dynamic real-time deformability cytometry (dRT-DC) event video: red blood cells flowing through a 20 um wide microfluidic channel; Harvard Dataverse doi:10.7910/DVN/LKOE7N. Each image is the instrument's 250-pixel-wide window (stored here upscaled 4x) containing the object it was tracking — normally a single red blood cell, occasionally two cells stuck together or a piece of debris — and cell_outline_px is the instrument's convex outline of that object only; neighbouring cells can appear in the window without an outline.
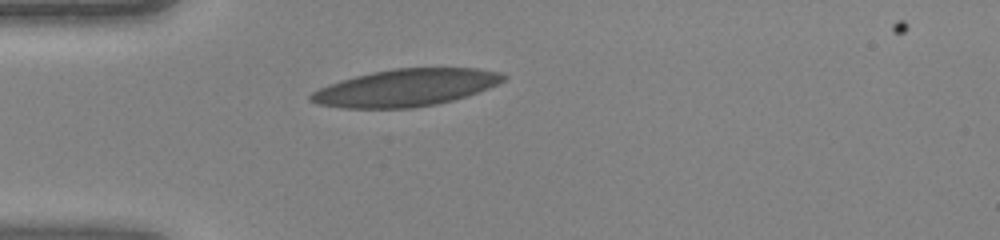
{"species": "human", "species_latin": "Homo sapiens", "temperature_condition": "warm", "stored_images_in_passage": 33, "camera_frame_rate_fps": 3000, "um_per_image_px": 0.085, "donor": {"sex": "female"}, "frame": {"image": 1, "passage_image": 1, "time_ms": 0.0, "image_size_px": [1000, 240], "cell_outline_px": [[508, 76], [504, 80], [488, 88], [468, 96], [436, 104], [412, 108], [340, 108], [316, 104], [308, 100], [308, 96], [312, 92], [328, 84], [340, 80], [372, 72], [396, 68], [476, 68], [500, 72]], "centroid_in_image_um": [34.46, 7.46], "position_along_channel_um": 50.5, "area_um2": 41.79}}
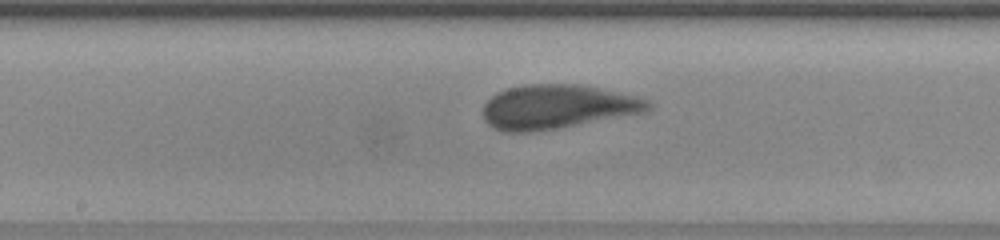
{"frame": {"image": 2, "passage_image": 12, "time_ms": 3.667, "image_size_px": [1000, 240], "cell_outline_px": [[652, 108], [648, 112], [560, 128], [532, 132], [500, 132], [492, 128], [484, 120], [484, 104], [496, 92], [508, 88], [524, 84], [576, 84], [636, 96], [648, 100], [652, 104]], "centroid_in_image_um": [47.36, 9.09], "position_along_channel_um": 200.8, "area_um2": 42.71}}
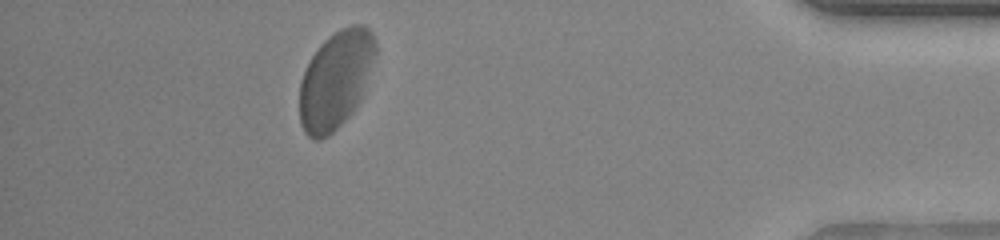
{"frame": {"image": 3, "passage_image": 29, "time_ms": 9.333, "image_size_px": [1000, 240], "cell_outline_px": [[376, 56], [360, 100], [356, 108], [328, 136], [320, 140], [312, 140], [304, 132], [300, 124], [300, 80], [312, 56], [320, 44], [328, 36], [340, 28], [352, 24], [364, 24], [372, 32], [376, 40]], "centroid_in_image_um": [28.54, 6.76], "position_along_channel_um": 406.7, "area_um2": 43.47}}